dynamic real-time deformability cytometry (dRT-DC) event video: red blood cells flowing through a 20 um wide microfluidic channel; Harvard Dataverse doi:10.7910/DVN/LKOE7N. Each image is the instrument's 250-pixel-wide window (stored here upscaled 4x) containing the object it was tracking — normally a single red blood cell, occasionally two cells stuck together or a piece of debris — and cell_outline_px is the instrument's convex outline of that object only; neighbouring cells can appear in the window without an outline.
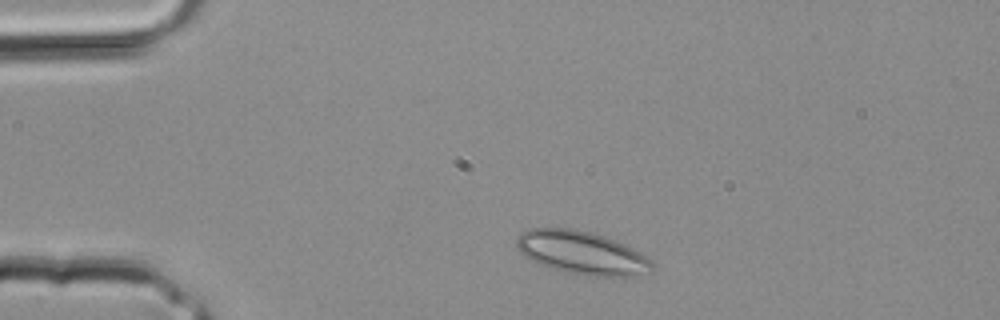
{"species": "common noctule bat (a hibernating species)", "species_latin": "Nyctalus noctula", "temperature_condition": "room temperature", "stored_images_in_passage": 2, "camera_frame_rate_fps": 3000, "um_per_image_px": 0.085, "animal": {"sex": "male", "body_mass_g": 20.4}, "frame": {"image": 1, "passage_image": 1, "time_ms": 0.0, "image_size_px": [1000, 320], "cell_outline_px": [[652, 272], [632, 280], [612, 280], [552, 268], [540, 264], [532, 260], [520, 252], [516, 244], [516, 236], [520, 232], [528, 228], [572, 228], [592, 232], [616, 240], [640, 252], [652, 260]], "centroid_in_image_um": [49.57, 21.53], "position_along_channel_um": 35.4, "area_um2": 35.14}}